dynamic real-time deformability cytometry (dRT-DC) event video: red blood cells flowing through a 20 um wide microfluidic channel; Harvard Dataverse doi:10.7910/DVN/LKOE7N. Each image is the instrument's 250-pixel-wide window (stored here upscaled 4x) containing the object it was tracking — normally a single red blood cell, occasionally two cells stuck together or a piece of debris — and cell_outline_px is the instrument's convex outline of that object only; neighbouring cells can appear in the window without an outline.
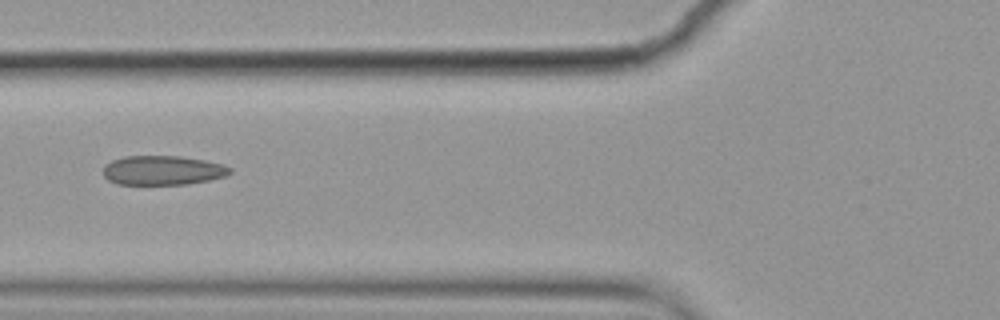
{"species": "common noctule bat (a hibernating species)", "species_latin": "Nyctalus noctula", "temperature_condition": "cold", "stored_images_in_passage": 9, "camera_frame_rate_fps": 3000, "um_per_image_px": 0.085, "animal": {"sex": "female", "body_mass_g": 19.9}, "frame": {"image": 1, "passage_image": 6, "time_ms": 1.667, "image_size_px": [1000, 320], "cell_outline_px": [[232, 172], [224, 176], [208, 180], [188, 184], [116, 184], [108, 180], [104, 176], [104, 164], [112, 160], [124, 156], [180, 156], [204, 160], [224, 164], [232, 168]], "centroid_in_image_um": [13.82, 14.47], "position_along_channel_um": 112.0, "area_um2": 21.73}}
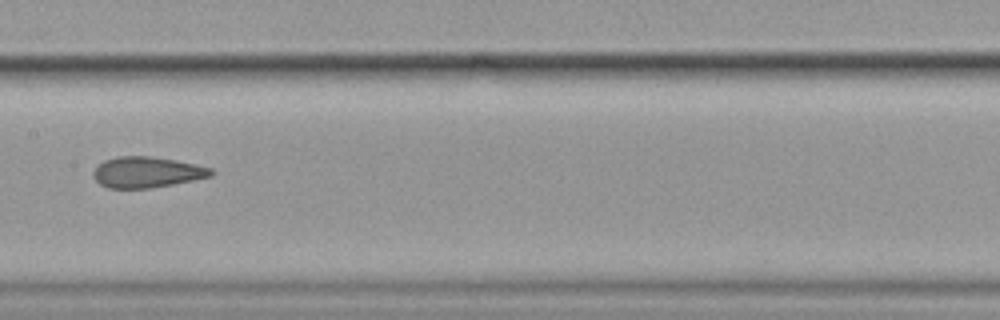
{"frame": {"image": 2, "passage_image": 8, "time_ms": 2.333, "image_size_px": [1000, 320], "cell_outline_px": [[216, 172], [212, 176], [172, 184], [148, 188], [108, 188], [100, 184], [92, 176], [92, 172], [104, 160], [120, 156], [152, 156], [176, 160], [212, 168]], "centroid_in_image_um": [12.49, 14.63], "position_along_channel_um": 194.9, "area_um2": 21.1}}
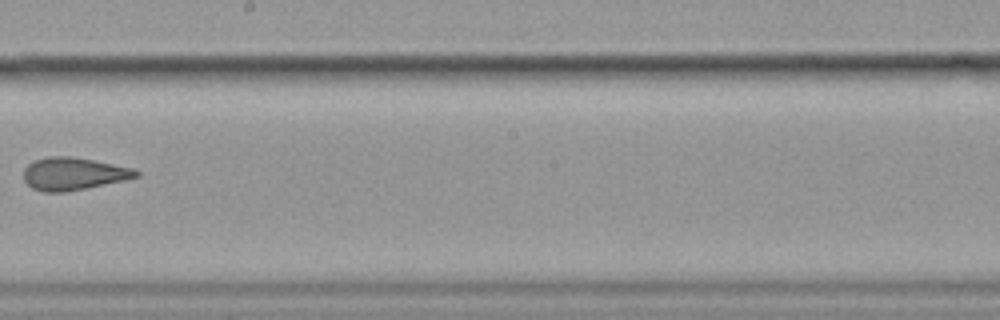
{"frame": {"image": 3, "passage_image": 9, "time_ms": 2.667, "image_size_px": [1000, 320], "cell_outline_px": [[140, 176], [128, 180], [64, 192], [44, 192], [32, 188], [24, 180], [24, 168], [28, 164], [36, 160], [48, 156], [72, 156], [136, 168], [140, 172]], "centroid_in_image_um": [6.3, 14.77], "position_along_channel_um": 241.9, "area_um2": 21.56}}